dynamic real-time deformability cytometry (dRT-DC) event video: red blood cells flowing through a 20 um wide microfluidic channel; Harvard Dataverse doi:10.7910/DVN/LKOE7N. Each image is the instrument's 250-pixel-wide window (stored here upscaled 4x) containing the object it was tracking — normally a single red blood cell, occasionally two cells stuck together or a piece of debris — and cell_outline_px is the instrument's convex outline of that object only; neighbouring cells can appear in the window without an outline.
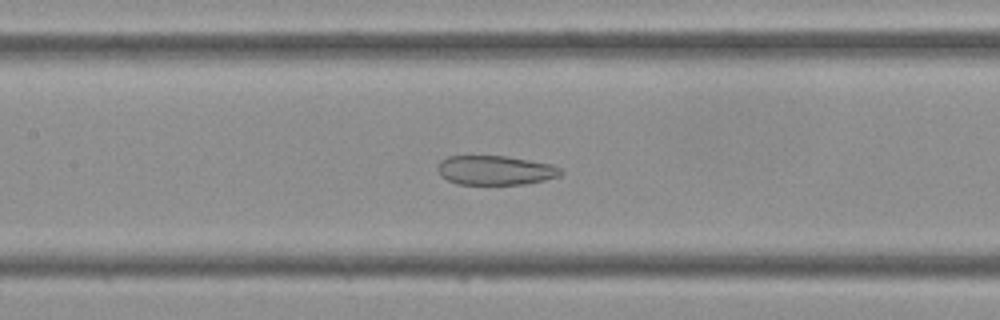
{"species": "Egyptian fruit bat (a non-hibernating species)", "species_latin": "Rousettus aegyptiacus", "temperature_condition": "cold", "stored_images_in_passage": 43, "camera_frame_rate_fps": 3000, "um_per_image_px": 0.085, "frame": {"image": 1, "passage_image": 19, "time_ms": 6.0, "image_size_px": [1000, 320], "cell_outline_px": [[564, 172], [560, 176], [544, 180], [524, 184], [456, 184], [440, 176], [436, 168], [440, 160], [448, 156], [508, 156], [552, 164], [560, 168]], "centroid_in_image_um": [42.09, 14.47], "position_along_channel_um": 165.3, "area_um2": 21.21}}
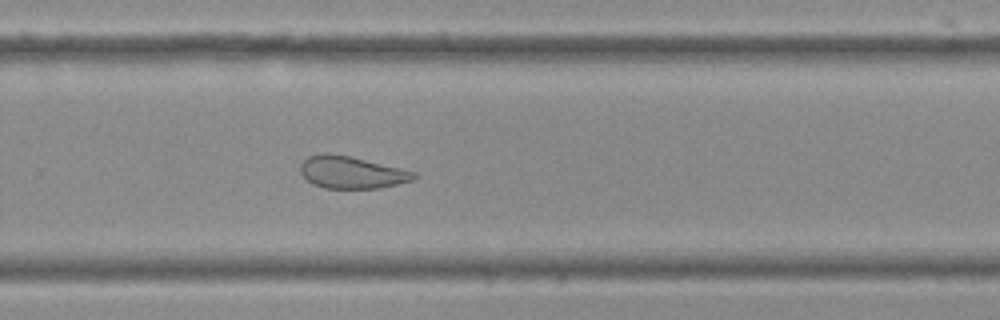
{"frame": {"image": 2, "passage_image": 28, "time_ms": 9.0, "image_size_px": [1000, 320], "cell_outline_px": [[416, 176], [412, 180], [380, 188], [324, 188], [312, 184], [300, 172], [300, 164], [308, 156], [324, 152], [328, 152], [348, 156], [400, 168], [416, 172]], "centroid_in_image_um": [29.84, 14.65], "position_along_channel_um": 300.0, "area_um2": 21.1}}
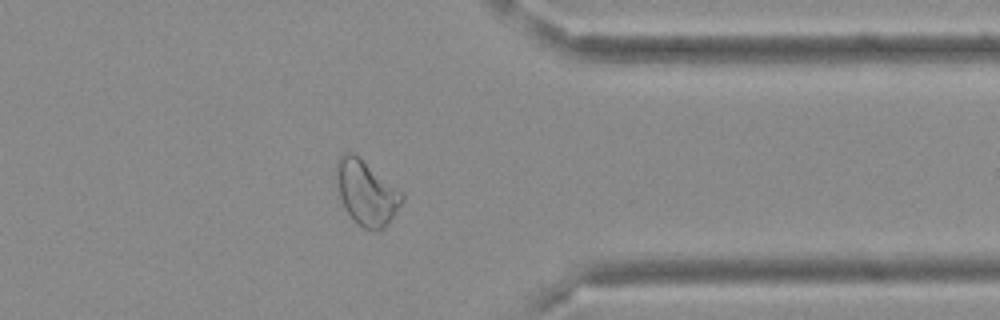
{"frame": {"image": 3, "passage_image": 34, "time_ms": 11.0, "image_size_px": [1000, 320], "cell_outline_px": [[404, 200], [384, 228], [380, 232], [376, 232], [364, 228], [356, 224], [344, 208], [340, 196], [336, 180], [336, 164], [340, 156], [344, 152], [352, 152], [404, 192]], "centroid_in_image_um": [31.15, 16.41], "position_along_channel_um": 380.3, "area_um2": 24.8}}